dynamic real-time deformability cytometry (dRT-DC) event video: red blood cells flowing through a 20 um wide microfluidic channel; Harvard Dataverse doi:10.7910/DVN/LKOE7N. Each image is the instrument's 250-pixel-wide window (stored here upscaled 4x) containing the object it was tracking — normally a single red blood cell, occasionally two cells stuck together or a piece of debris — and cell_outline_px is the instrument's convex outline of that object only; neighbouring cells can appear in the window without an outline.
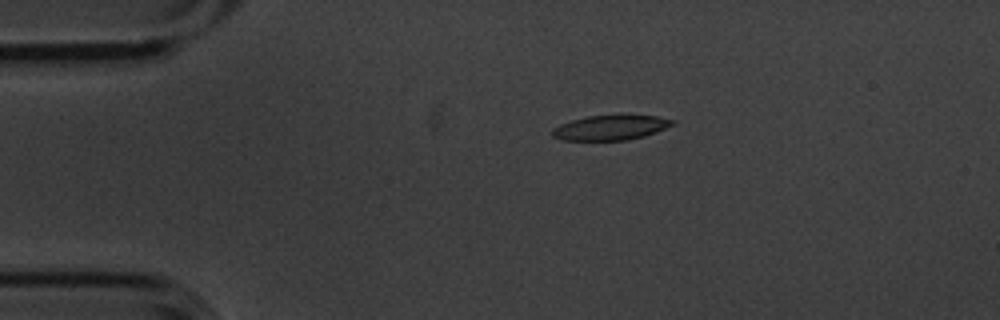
{"species": "common noctule bat (a hibernating species)", "species_latin": "Nyctalus noctula", "temperature_condition": "cold", "stored_images_in_passage": 6, "camera_frame_rate_fps": 3000, "um_per_image_px": 0.085, "animal": {"sex": "male", "body_mass_g": 20.1, "forearm_length_mm": 53.5}, "frame": {"image": 1, "passage_image": 4, "time_ms": 1.0, "image_size_px": [1000, 320], "cell_outline_px": [[676, 124], [656, 132], [644, 136], [628, 140], [560, 140], [552, 136], [552, 128], [560, 124], [572, 120], [588, 116], [656, 116], [676, 120]], "centroid_in_image_um": [51.9, 10.86], "position_along_channel_um": 33.1, "area_um2": 17.28}}
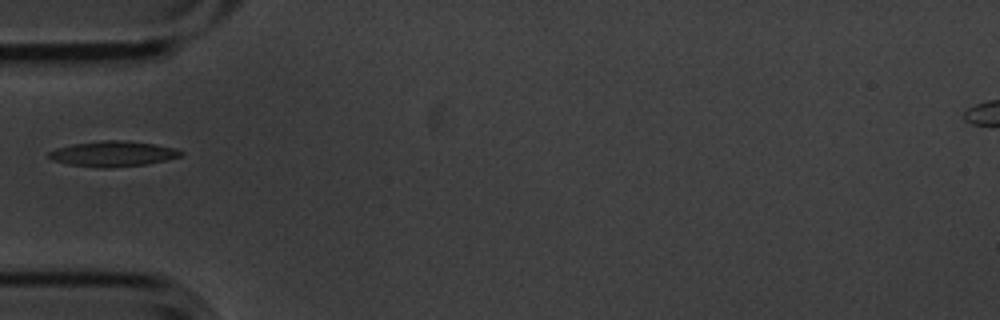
{"frame": {"image": 2, "passage_image": 6, "time_ms": 1.667, "image_size_px": [1000, 320], "cell_outline_px": [[184, 156], [168, 160], [144, 164], [112, 168], [100, 168], [68, 164], [52, 160], [48, 156], [48, 152], [56, 148], [72, 144], [104, 140], [128, 140], [156, 144], [176, 148], [184, 152]], "centroid_in_image_um": [9.65, 13.07], "position_along_channel_um": 75.4, "area_um2": 19.83}}